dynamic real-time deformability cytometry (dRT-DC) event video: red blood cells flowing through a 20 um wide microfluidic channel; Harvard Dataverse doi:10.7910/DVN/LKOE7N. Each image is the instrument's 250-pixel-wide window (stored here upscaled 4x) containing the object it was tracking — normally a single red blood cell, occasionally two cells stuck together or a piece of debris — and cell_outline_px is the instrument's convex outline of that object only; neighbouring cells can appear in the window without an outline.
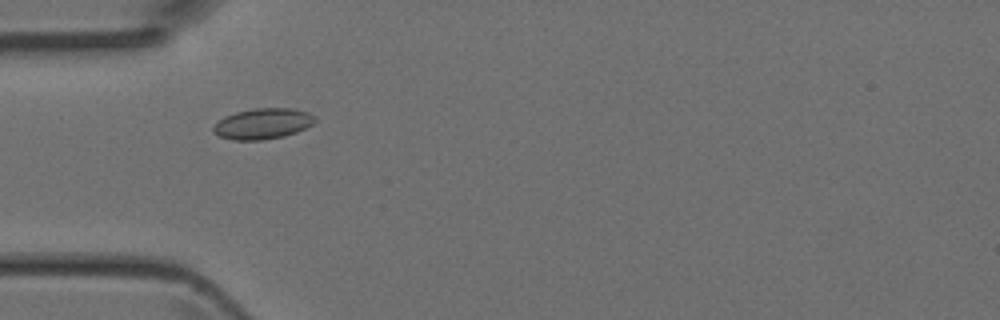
{"species": "Egyptian fruit bat (a non-hibernating species)", "species_latin": "Rousettus aegyptiacus", "temperature_condition": "room temperature", "stored_images_in_passage": 7, "camera_frame_rate_fps": 3000, "um_per_image_px": 0.085, "animal": {"sex": "female"}, "frame": {"image": 1, "passage_image": 5, "time_ms": 1.333, "image_size_px": [1000, 320], "cell_outline_px": [[316, 120], [312, 124], [296, 132], [284, 136], [260, 140], [232, 140], [220, 136], [212, 132], [212, 128], [224, 116], [236, 112], [256, 108], [292, 108], [308, 112], [316, 116]], "centroid_in_image_um": [22.34, 10.51], "position_along_channel_um": 62.7, "area_um2": 18.15}}
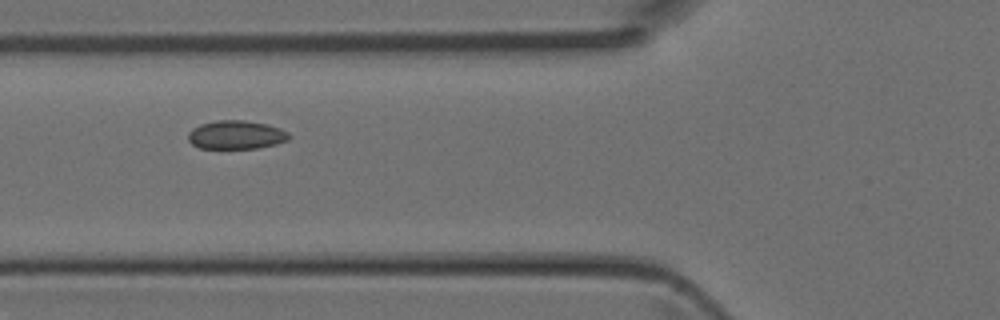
{"frame": {"image": 2, "passage_image": 6, "time_ms": 1.667, "image_size_px": [1000, 320], "cell_outline_px": [[292, 136], [288, 140], [276, 144], [256, 148], [200, 148], [192, 144], [188, 140], [188, 132], [192, 128], [200, 124], [216, 120], [244, 120], [268, 124], [280, 128], [288, 132]], "centroid_in_image_um": [20.08, 11.45], "position_along_channel_um": 105.7, "area_um2": 16.94}}
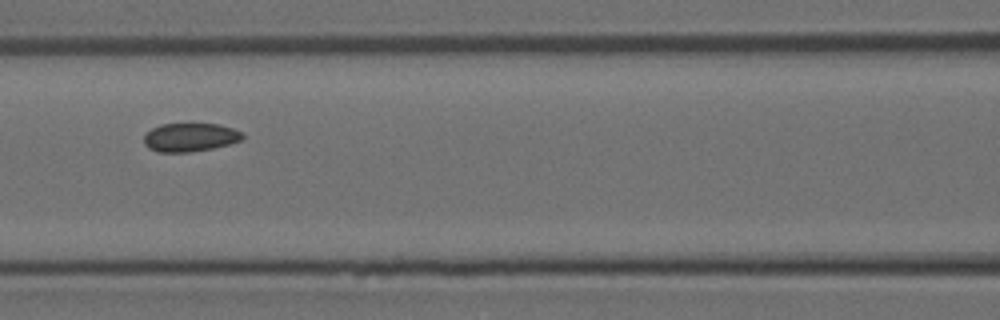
{"frame": {"image": 3, "passage_image": 7, "time_ms": 2.0, "image_size_px": [1000, 320], "cell_outline_px": [[244, 140], [212, 148], [188, 152], [160, 152], [148, 148], [144, 144], [144, 136], [152, 128], [160, 124], [220, 124], [232, 128], [240, 132], [244, 136]], "centroid_in_image_um": [16.16, 11.67], "position_along_channel_um": 150.4, "area_um2": 16.3}}